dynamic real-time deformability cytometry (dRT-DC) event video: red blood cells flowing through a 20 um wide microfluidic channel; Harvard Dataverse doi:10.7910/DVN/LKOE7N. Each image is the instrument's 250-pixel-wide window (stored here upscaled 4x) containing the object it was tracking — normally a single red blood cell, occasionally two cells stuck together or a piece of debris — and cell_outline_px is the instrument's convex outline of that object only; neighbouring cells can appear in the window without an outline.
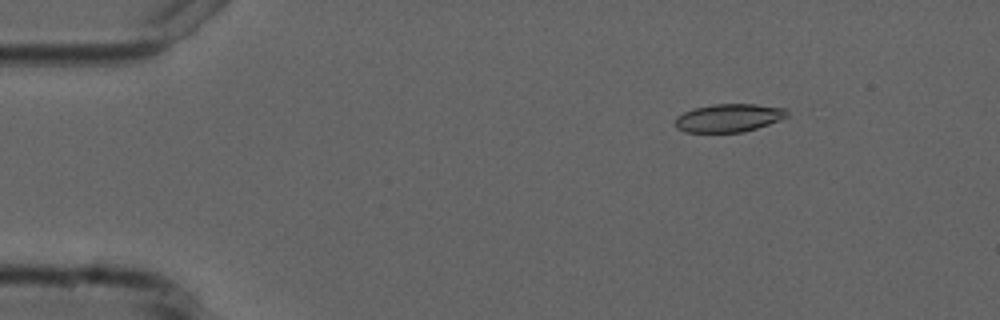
{"species": "common noctule bat (a hibernating species)", "species_latin": "Nyctalus noctula", "temperature_condition": "cold", "stored_images_in_passage": 6, "camera_frame_rate_fps": 3000, "um_per_image_px": 0.085, "animal": {"sex": "male", "forearm_length_mm": 52.5}, "frame": {"image": 1, "passage_image": 3, "time_ms": 2.333, "image_size_px": [1000, 320], "cell_outline_px": [[788, 116], [780, 120], [744, 132], [684, 132], [676, 128], [676, 116], [684, 112], [696, 108], [712, 104], [756, 104], [784, 108], [788, 112]], "centroid_in_image_um": [61.94, 10.02], "position_along_channel_um": 23.1, "area_um2": 18.26}}
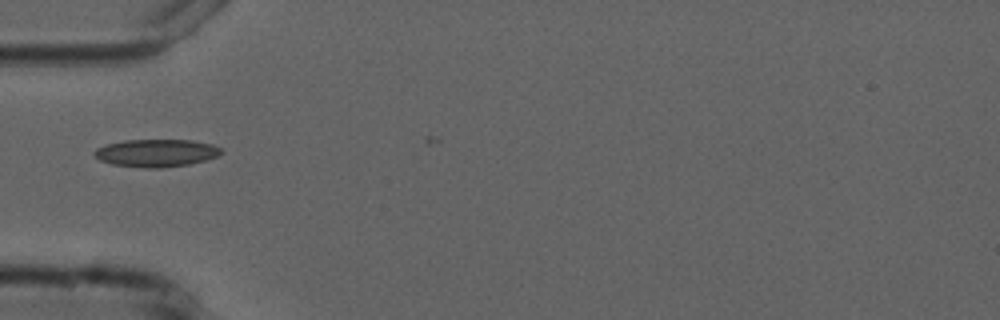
{"frame": {"image": 2, "passage_image": 6, "time_ms": 5.667, "image_size_px": [1000, 320], "cell_outline_px": [[224, 152], [216, 156], [204, 160], [188, 164], [160, 168], [144, 168], [112, 164], [100, 160], [92, 152], [96, 148], [104, 144], [124, 140], [192, 140], [212, 144], [220, 148]], "centroid_in_image_um": [13.25, 12.99], "position_along_channel_um": 71.8, "area_um2": 20.4}}